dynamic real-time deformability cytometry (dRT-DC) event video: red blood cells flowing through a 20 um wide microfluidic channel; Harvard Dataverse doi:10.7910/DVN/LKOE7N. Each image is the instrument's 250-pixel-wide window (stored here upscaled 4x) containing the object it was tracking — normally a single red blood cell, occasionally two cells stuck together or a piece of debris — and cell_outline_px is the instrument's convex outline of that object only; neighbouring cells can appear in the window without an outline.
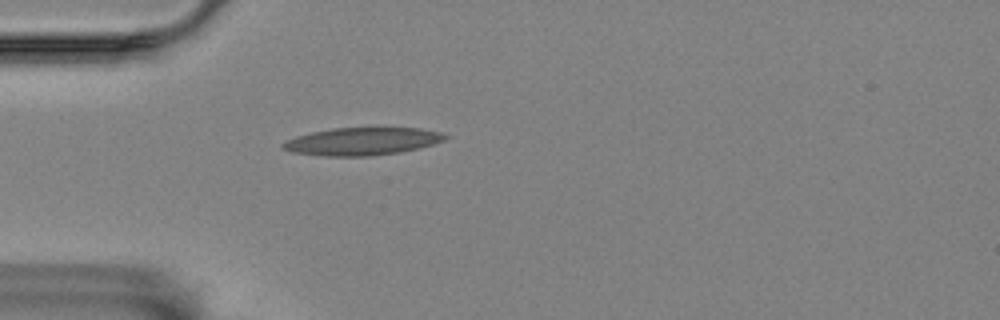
{"species": "Egyptian fruit bat (a non-hibernating species)", "species_latin": "Rousettus aegyptiacus", "temperature_condition": "room temperature", "stored_images_in_passage": 1, "camera_frame_rate_fps": 3000, "um_per_image_px": 0.085, "animal": {"sex": "female"}, "frame": {"image": 1, "passage_image": 1, "time_ms": 0.0, "image_size_px": [1000, 320], "cell_outline_px": [[448, 136], [444, 140], [432, 144], [400, 152], [368, 156], [324, 156], [292, 152], [280, 148], [280, 144], [296, 136], [312, 132], [332, 128], [420, 128], [440, 132]], "centroid_in_image_um": [30.74, 12.01], "position_along_channel_um": 54.3, "area_um2": 25.95}}